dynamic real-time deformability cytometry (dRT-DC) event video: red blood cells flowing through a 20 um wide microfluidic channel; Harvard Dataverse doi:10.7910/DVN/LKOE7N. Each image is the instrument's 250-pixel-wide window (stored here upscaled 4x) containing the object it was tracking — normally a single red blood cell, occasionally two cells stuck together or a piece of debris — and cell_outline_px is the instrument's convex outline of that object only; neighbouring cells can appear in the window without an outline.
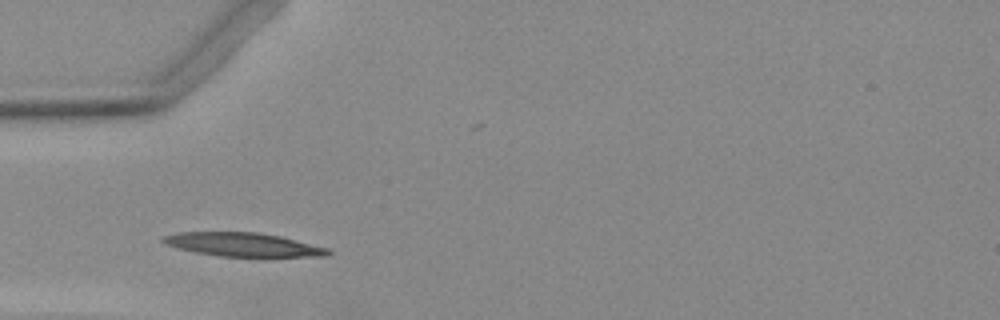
{"species": "Egyptian fruit bat (a non-hibernating species)", "species_latin": "Rousettus aegyptiacus", "temperature_condition": "warm", "stored_images_in_passage": 29, "camera_frame_rate_fps": 3000, "um_per_image_px": 0.085, "animal": {"sex": "female"}, "frame": {"image": 1, "passage_image": 2, "time_ms": 0.333, "image_size_px": [1000, 320], "cell_outline_px": [[332, 252], [328, 256], [220, 256], [196, 252], [176, 248], [164, 244], [160, 240], [164, 236], [176, 232], [260, 232], [280, 236], [328, 248]], "centroid_in_image_um": [20.62, 20.78], "position_along_channel_um": 64.4, "area_um2": 22.66}}
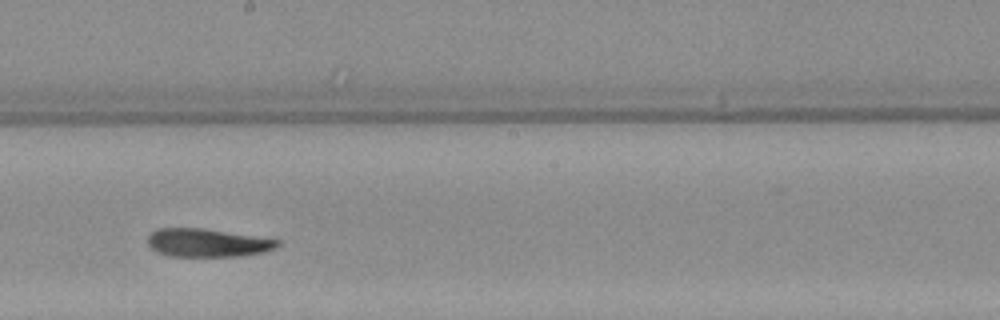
{"frame": {"image": 2, "passage_image": 15, "time_ms": 4.667, "image_size_px": [1000, 320], "cell_outline_px": [[280, 244], [276, 248], [264, 252], [240, 256], [168, 256], [156, 252], [148, 244], [148, 236], [152, 232], [160, 228], [204, 228], [280, 240]], "centroid_in_image_um": [17.63, 20.64], "position_along_channel_um": 230.6, "area_um2": 21.33}}
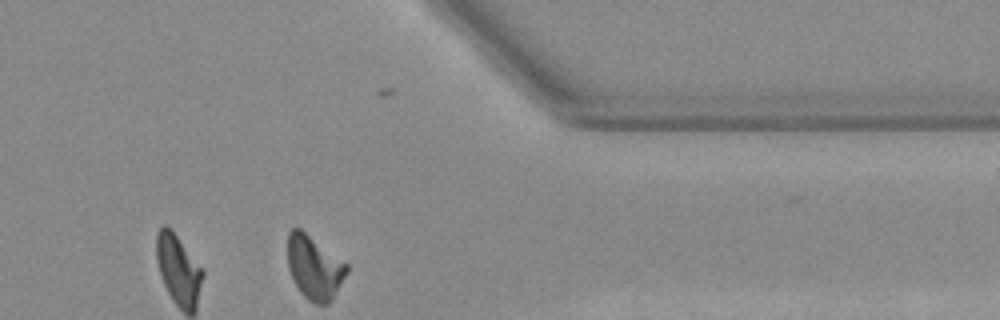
{"frame": {"image": 3, "passage_image": 28, "time_ms": 9.0, "image_size_px": [1000, 320], "cell_outline_px": [[348, 272], [332, 300], [328, 304], [316, 304], [308, 300], [300, 292], [292, 280], [288, 268], [288, 232], [292, 228], [300, 228], [348, 264]], "centroid_in_image_um": [26.72, 22.75], "position_along_channel_um": 384.7, "area_um2": 22.02}}